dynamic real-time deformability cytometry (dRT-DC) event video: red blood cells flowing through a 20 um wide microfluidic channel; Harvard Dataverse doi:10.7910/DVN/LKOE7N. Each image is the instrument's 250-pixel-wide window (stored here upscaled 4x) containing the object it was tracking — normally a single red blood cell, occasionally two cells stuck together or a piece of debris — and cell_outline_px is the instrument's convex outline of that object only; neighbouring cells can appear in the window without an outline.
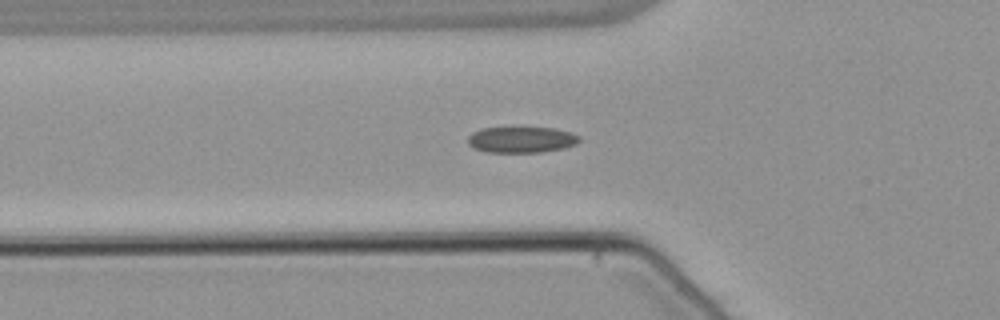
{"species": "common noctule bat (a hibernating species)", "species_latin": "Nyctalus noctula", "temperature_condition": "warm", "stored_images_in_passage": 48, "camera_frame_rate_fps": 3000, "um_per_image_px": 0.085, "animal": {"sex": "male", "body_mass_g": 21.5, "forearm_length_mm": 52.0}, "frame": {"image": 1, "passage_image": 19, "time_ms": 6.0, "image_size_px": [1000, 320], "cell_outline_px": [[580, 140], [576, 144], [564, 148], [540, 152], [488, 152], [472, 148], [468, 144], [468, 136], [472, 132], [480, 128], [556, 128], [572, 132], [580, 136]], "centroid_in_image_um": [44.32, 11.87], "position_along_channel_um": 81.5, "area_um2": 16.99}}
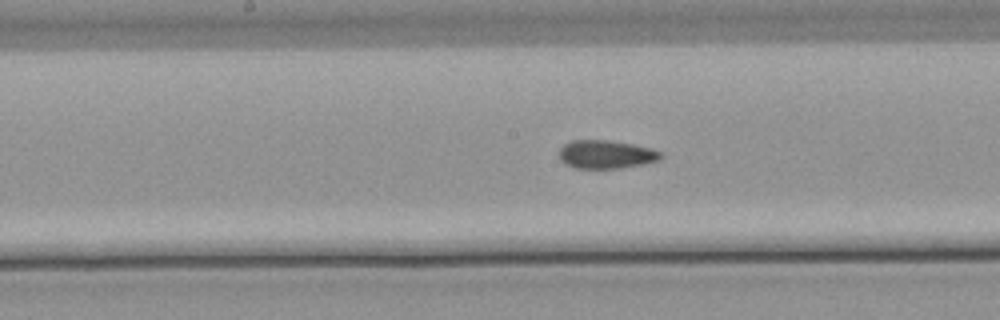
{"frame": {"image": 2, "passage_image": 28, "time_ms": 9.0, "image_size_px": [1000, 320], "cell_outline_px": [[664, 156], [660, 160], [640, 164], [616, 168], [576, 168], [564, 164], [560, 160], [560, 148], [564, 144], [572, 140], [608, 140], [632, 144], [652, 148], [660, 152]], "centroid_in_image_um": [51.5, 13.11], "position_along_channel_um": 196.7, "area_um2": 16.7}}
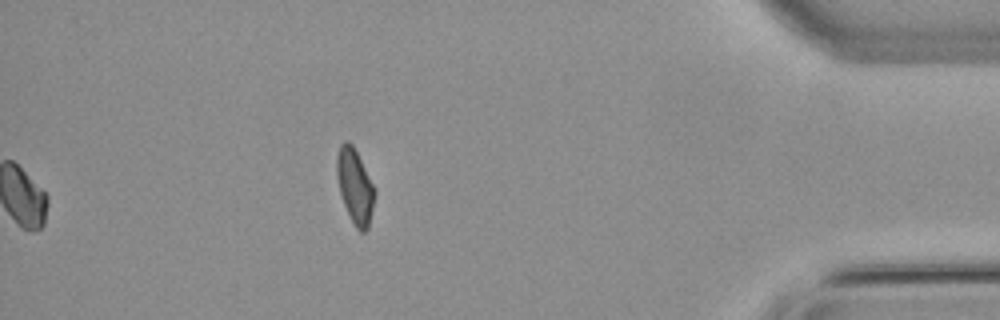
{"frame": {"image": 3, "passage_image": 48, "time_ms": 15.667, "image_size_px": [1000, 320], "cell_outline_px": [[376, 192], [368, 228], [364, 232], [360, 232], [356, 228], [340, 196], [336, 176], [336, 156], [340, 144], [344, 140], [348, 140], [352, 144], [376, 188]], "centroid_in_image_um": [30.16, 15.79], "position_along_channel_um": 405.0, "area_um2": 16.65}, "authors_computed_cell_mechanics": {"area_um2": 17.1377, "velocity_mm_per_s": 3.8239, "shape_relaxation_time_tau1_ms": null, "shape_relaxation_time_tau2_ms": 2.6888, "deformation_change_tau1": null, "deformation_change_tau2": 0.0795}}